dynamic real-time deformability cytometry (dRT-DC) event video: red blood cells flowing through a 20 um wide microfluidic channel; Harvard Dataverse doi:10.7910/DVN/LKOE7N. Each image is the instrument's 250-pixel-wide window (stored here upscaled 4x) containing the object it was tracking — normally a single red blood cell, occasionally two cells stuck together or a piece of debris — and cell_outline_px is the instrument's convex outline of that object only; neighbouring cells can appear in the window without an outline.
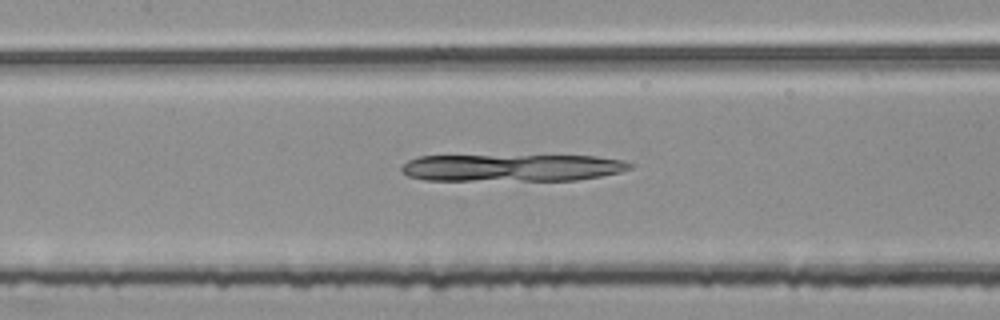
{"species": "common noctule bat (a hibernating species)", "species_latin": "Nyctalus noctula", "temperature_condition": "room temperature", "stored_images_in_passage": 42, "camera_frame_rate_fps": 3000, "um_per_image_px": 0.085, "animal": {"sex": "female", "body_mass_g": 25.1}, "frame": {"image": 1, "passage_image": 13, "time_ms": 4.0, "image_size_px": [1000, 320], "cell_outline_px": [[632, 168], [620, 172], [600, 176], [576, 180], [424, 180], [408, 176], [400, 168], [408, 160], [420, 156], [596, 156], [624, 160], [632, 164]], "centroid_in_image_um": [43.54, 14.25], "position_along_channel_um": 163.9, "area_um2": 36.07}}
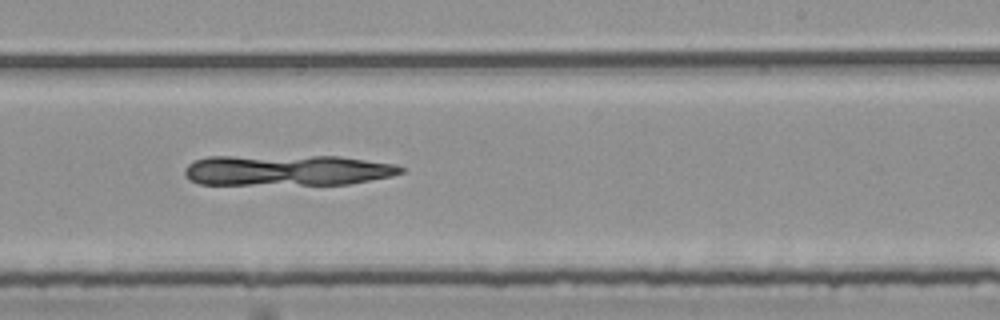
{"frame": {"image": 2, "passage_image": 21, "time_ms": 6.667, "image_size_px": [1000, 320], "cell_outline_px": [[404, 172], [392, 176], [348, 184], [200, 184], [188, 180], [184, 176], [184, 168], [192, 160], [208, 156], [340, 156], [396, 164], [404, 168]], "centroid_in_image_um": [24.37, 14.46], "position_along_channel_um": 264.6, "area_um2": 39.13}}
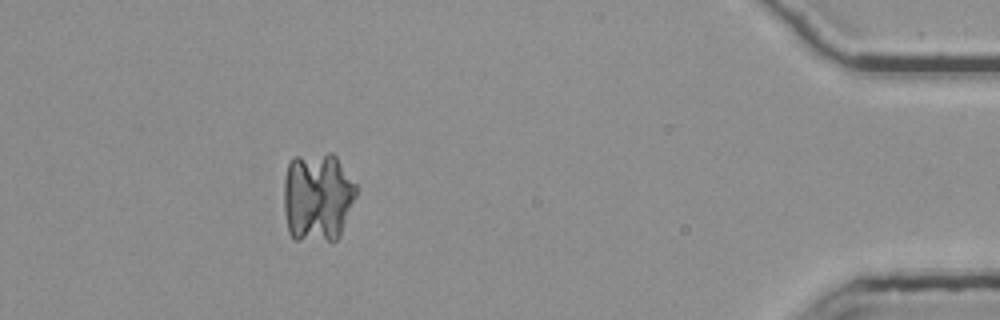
{"frame": {"image": 3, "passage_image": 37, "time_ms": 12.0, "image_size_px": [1000, 320], "cell_outline_px": [[360, 188], [340, 236], [332, 244], [292, 240], [288, 232], [284, 208], [284, 180], [288, 164], [292, 156], [328, 152], [332, 152], [336, 156]], "centroid_in_image_um": [27.01, 16.79], "position_along_channel_um": 408.2, "area_um2": 39.3}}